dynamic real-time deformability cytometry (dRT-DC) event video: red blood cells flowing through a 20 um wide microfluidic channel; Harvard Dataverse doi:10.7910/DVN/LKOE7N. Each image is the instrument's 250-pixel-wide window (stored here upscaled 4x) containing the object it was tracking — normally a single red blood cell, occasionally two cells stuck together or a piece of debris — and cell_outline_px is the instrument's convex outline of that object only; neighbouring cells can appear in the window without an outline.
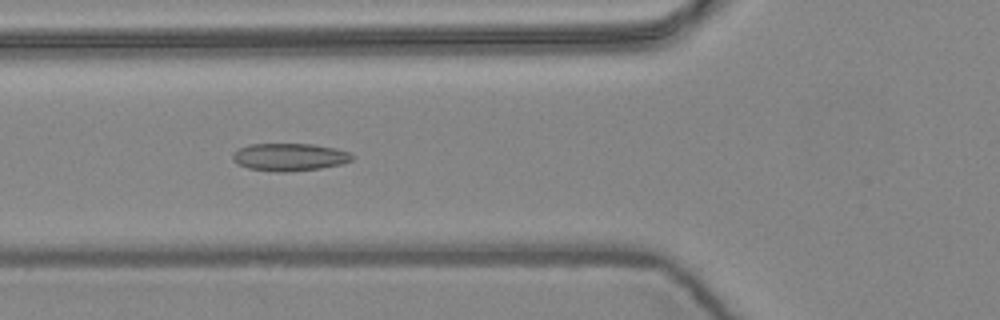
{"species": "common noctule bat (a hibernating species)", "species_latin": "Nyctalus noctula", "temperature_condition": "warm", "stored_images_in_passage": 8, "camera_frame_rate_fps": 3000, "um_per_image_px": 0.085, "animal": {"sex": "female", "body_mass_g": 24.6, "forearm_length_mm": 56.2}, "frame": {"image": 1, "passage_image": 6, "time_ms": 1.667, "image_size_px": [1000, 320], "cell_outline_px": [[352, 160], [340, 164], [320, 168], [288, 172], [276, 172], [248, 168], [236, 164], [232, 160], [232, 156], [240, 148], [248, 144], [312, 144], [336, 148], [348, 152], [352, 156]], "centroid_in_image_um": [24.57, 13.35], "position_along_channel_um": 101.2, "area_um2": 19.13}}
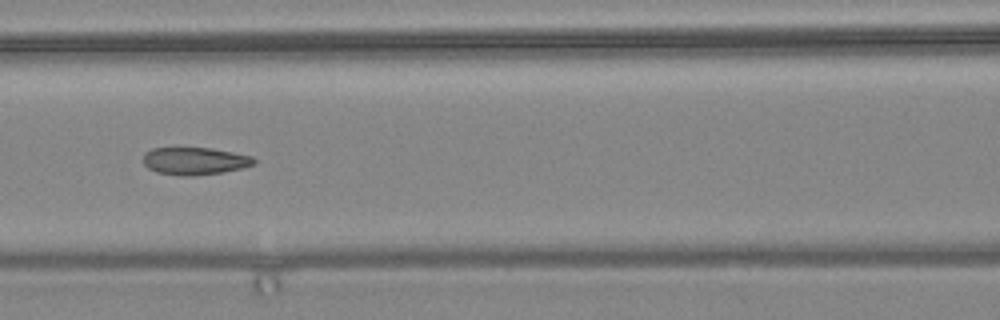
{"frame": {"image": 2, "passage_image": 7, "time_ms": 2.0, "image_size_px": [1000, 320], "cell_outline_px": [[256, 164], [244, 168], [224, 172], [196, 176], [180, 176], [156, 172], [148, 168], [144, 164], [144, 152], [152, 148], [212, 148], [252, 156], [256, 160]], "centroid_in_image_um": [16.58, 13.69], "position_along_channel_um": 150.0, "area_um2": 17.98}}
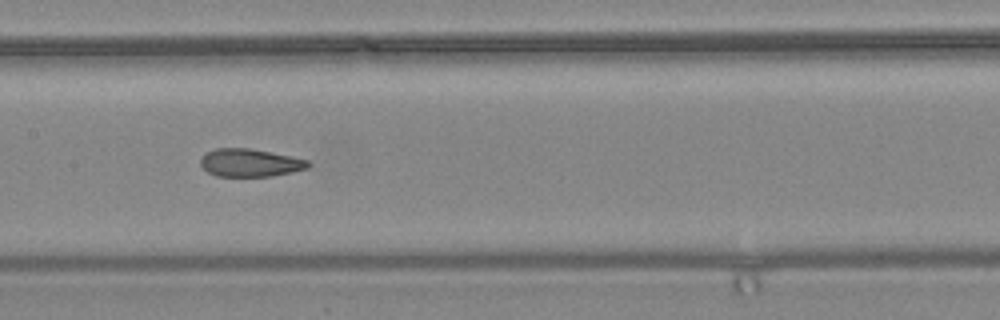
{"frame": {"image": 3, "passage_image": 8, "time_ms": 2.333, "image_size_px": [1000, 320], "cell_outline_px": [[312, 164], [308, 168], [292, 172], [272, 176], [216, 176], [208, 172], [200, 164], [200, 160], [208, 152], [216, 148], [248, 148], [308, 160]], "centroid_in_image_um": [21.26, 13.84], "position_along_channel_um": 186.1, "area_um2": 17.22}}